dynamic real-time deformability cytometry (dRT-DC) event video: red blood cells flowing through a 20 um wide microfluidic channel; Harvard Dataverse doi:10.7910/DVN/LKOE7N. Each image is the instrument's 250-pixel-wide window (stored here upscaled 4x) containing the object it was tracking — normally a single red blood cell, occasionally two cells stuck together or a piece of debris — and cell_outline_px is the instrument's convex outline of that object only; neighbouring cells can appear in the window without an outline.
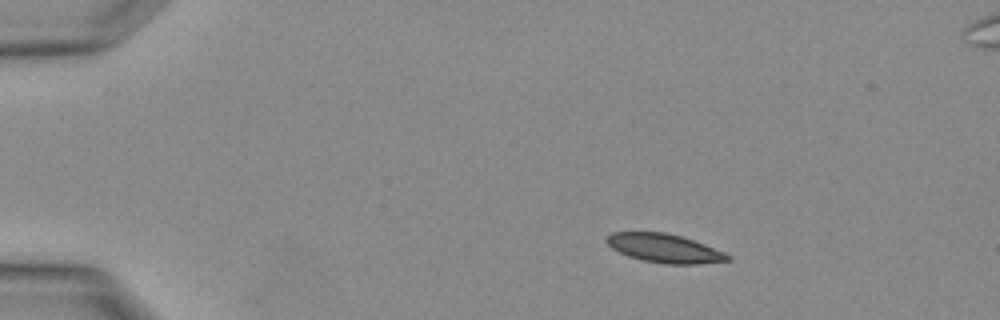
{"species": "Egyptian fruit bat (a non-hibernating species)", "species_latin": "Rousettus aegyptiacus", "temperature_condition": "warm", "stored_images_in_passage": 3, "camera_frame_rate_fps": 3000, "um_per_image_px": 0.085, "animal": {"sex": "female"}, "frame": {"image": 1, "passage_image": 1, "time_ms": 0.0, "image_size_px": [1000, 320], "cell_outline_px": [[732, 260], [696, 264], [664, 264], [644, 260], [628, 256], [612, 248], [604, 240], [612, 232], [664, 232], [680, 236], [704, 244], [724, 252], [732, 256]], "centroid_in_image_um": [56.48, 21.11], "position_along_channel_um": 28.5, "area_um2": 20.11}}